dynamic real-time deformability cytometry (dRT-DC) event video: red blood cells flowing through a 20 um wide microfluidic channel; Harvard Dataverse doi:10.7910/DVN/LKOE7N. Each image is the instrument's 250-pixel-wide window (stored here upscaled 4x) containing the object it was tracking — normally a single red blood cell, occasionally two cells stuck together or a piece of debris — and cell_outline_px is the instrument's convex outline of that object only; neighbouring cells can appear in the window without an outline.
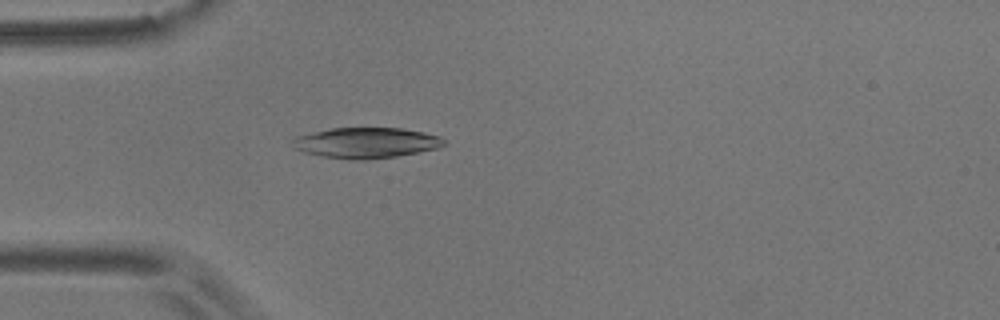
{"species": "common noctule bat (a hibernating species)", "species_latin": "Nyctalus noctula", "temperature_condition": "room temperature", "stored_images_in_passage": 4, "camera_frame_rate_fps": 3000, "um_per_image_px": 0.085, "animal": {"sex": "male", "body_mass_g": 17.9}, "frame": {"image": 1, "passage_image": 4, "time_ms": 3.333, "image_size_px": [1000, 320], "cell_outline_px": [[448, 144], [436, 148], [396, 156], [368, 160], [352, 160], [320, 156], [304, 152], [292, 148], [292, 140], [296, 136], [332, 128], [400, 128], [424, 132], [440, 136]], "centroid_in_image_um": [31.1, 12.14], "position_along_channel_um": 53.9, "area_um2": 27.05}}